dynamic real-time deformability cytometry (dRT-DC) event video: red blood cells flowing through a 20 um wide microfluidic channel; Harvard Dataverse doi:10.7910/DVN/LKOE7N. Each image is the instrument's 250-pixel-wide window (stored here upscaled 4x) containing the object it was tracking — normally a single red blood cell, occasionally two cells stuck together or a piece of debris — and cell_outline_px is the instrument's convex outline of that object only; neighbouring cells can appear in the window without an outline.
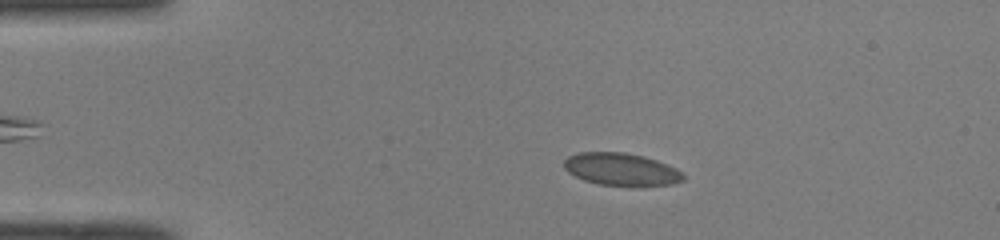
{"species": "common noctule bat (a hibernating species)", "species_latin": "Nyctalus noctula", "temperature_condition": "room temperature", "stored_images_in_passage": 47, "camera_frame_rate_fps": 3000, "um_per_image_px": 0.085, "animal": {"sex": "male", "body_mass_g": 19.0, "forearm_length_mm": 50.8}, "frame": {"image": 1, "passage_image": 11, "time_ms": 3.333, "image_size_px": [1000, 240], "cell_outline_px": [[684, 180], [672, 184], [640, 188], [632, 188], [600, 184], [584, 180], [568, 172], [564, 168], [564, 160], [568, 156], [580, 152], [624, 152], [644, 156], [656, 160], [676, 168], [684, 172]], "centroid_in_image_um": [52.86, 14.43], "position_along_channel_um": 32.1, "area_um2": 23.24}}
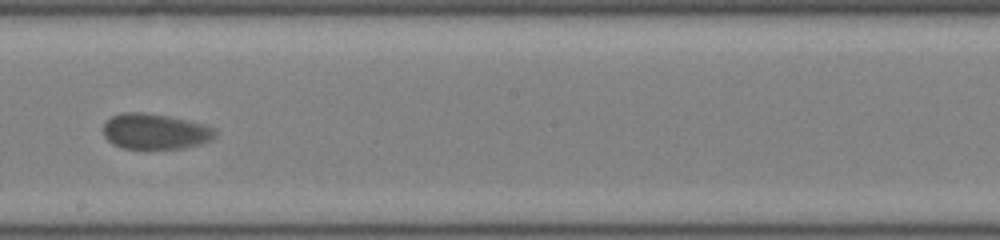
{"frame": {"image": 2, "passage_image": 30, "time_ms": 9.667, "image_size_px": [1000, 240], "cell_outline_px": [[216, 136], [212, 140], [200, 144], [184, 148], [124, 148], [112, 144], [104, 136], [104, 124], [112, 116], [120, 112], [144, 112], [168, 116], [204, 124], [216, 128]], "centroid_in_image_um": [13.21, 11.16], "position_along_channel_um": 235.0, "area_um2": 23.24}}
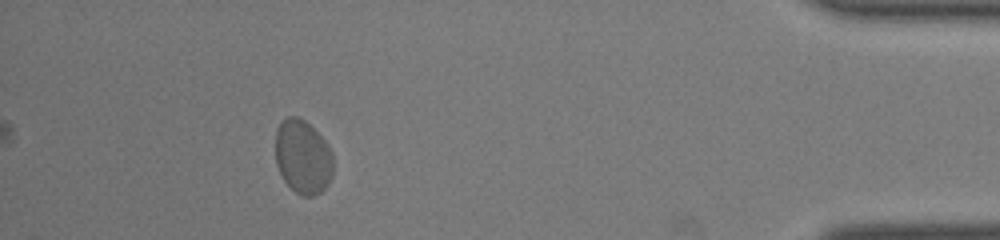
{"frame": {"image": 3, "passage_image": 47, "time_ms": 15.333, "image_size_px": [1000, 240], "cell_outline_px": [[332, 176], [328, 184], [320, 192], [312, 196], [300, 196], [284, 180], [276, 164], [276, 128], [280, 120], [288, 116], [300, 116], [328, 144], [332, 152]], "centroid_in_image_um": [25.73, 13.31], "position_along_channel_um": 409.5, "area_um2": 24.91}, "authors_computed_cell_mechanics": {"area_um2": 23.4668, "velocity_mm_per_s": 4.0031, "shape_relaxation_time_tau1_ms": 1.8921, "shape_relaxation_time_tau2_ms": 3.2294, "deformation_change_tau1": 0.0483, "deformation_change_tau2": 0.0568}}